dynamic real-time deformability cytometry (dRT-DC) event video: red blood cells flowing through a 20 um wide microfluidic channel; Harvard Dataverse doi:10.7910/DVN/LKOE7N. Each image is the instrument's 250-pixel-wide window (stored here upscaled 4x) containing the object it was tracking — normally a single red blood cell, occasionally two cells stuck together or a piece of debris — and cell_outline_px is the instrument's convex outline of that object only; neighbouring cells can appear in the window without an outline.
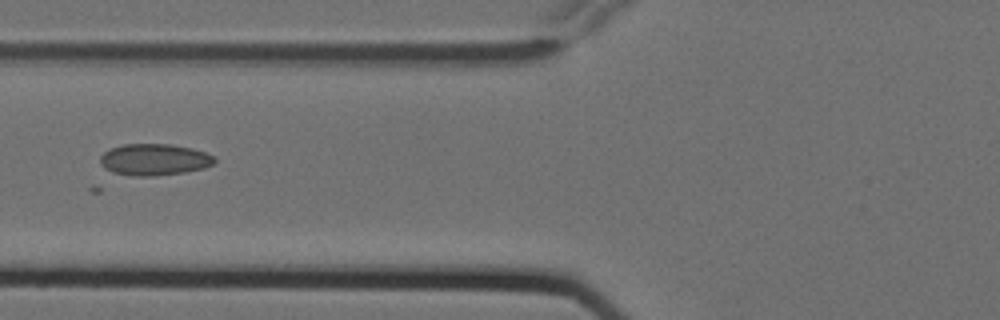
{"species": "Egyptian fruit bat (a non-hibernating species)", "species_latin": "Rousettus aegyptiacus", "temperature_condition": "cold", "stored_images_in_passage": 14, "camera_frame_rate_fps": 3000, "um_per_image_px": 0.085, "animal": {"sex": "female"}, "frame": {"image": 1, "passage_image": 6, "time_ms": 1.667, "image_size_px": [1000, 320], "cell_outline_px": [[216, 160], [212, 164], [204, 168], [184, 172], [156, 176], [136, 176], [112, 172], [104, 168], [100, 164], [100, 156], [104, 152], [112, 148], [124, 144], [172, 144], [192, 148], [204, 152], [212, 156]], "centroid_in_image_um": [13.09, 13.56], "position_along_channel_um": 112.7, "area_um2": 20.98}}
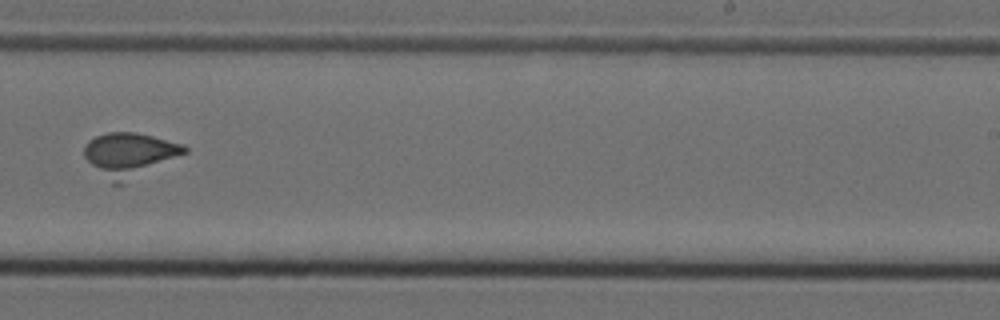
{"frame": {"image": 2, "passage_image": 10, "time_ms": 3.0, "image_size_px": [1000, 320], "cell_outline_px": [[188, 152], [120, 184], [112, 184], [84, 156], [84, 148], [88, 140], [96, 136], [108, 132], [136, 132], [184, 144], [188, 148]], "centroid_in_image_um": [11.03, 13.11], "position_along_channel_um": 278.0, "area_um2": 25.03}}
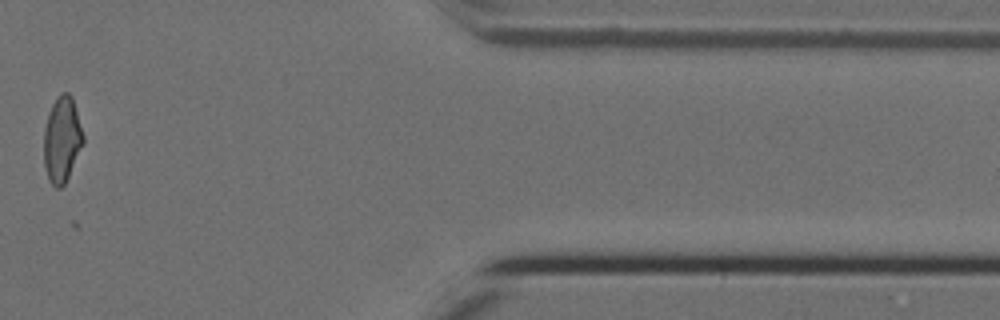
{"frame": {"image": 3, "passage_image": 13, "time_ms": 4.0, "image_size_px": [1000, 320], "cell_outline_px": [[84, 144], [64, 184], [60, 188], [56, 188], [48, 180], [44, 164], [44, 128], [48, 112], [52, 104], [60, 92], [68, 92], [72, 96], [84, 136]], "centroid_in_image_um": [5.26, 11.84], "position_along_channel_um": 406.1, "area_um2": 19.77}}